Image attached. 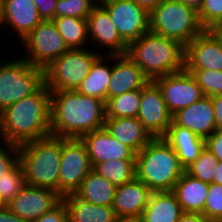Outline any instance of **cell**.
Instances as JSON below:
<instances>
[{
	"mask_svg": "<svg viewBox=\"0 0 222 222\" xmlns=\"http://www.w3.org/2000/svg\"><path fill=\"white\" fill-rule=\"evenodd\" d=\"M105 101L72 90L51 92V135L80 139L104 128Z\"/></svg>",
	"mask_w": 222,
	"mask_h": 222,
	"instance_id": "1",
	"label": "cell"
},
{
	"mask_svg": "<svg viewBox=\"0 0 222 222\" xmlns=\"http://www.w3.org/2000/svg\"><path fill=\"white\" fill-rule=\"evenodd\" d=\"M50 111L51 92L44 84L0 113V138L19 146L50 136Z\"/></svg>",
	"mask_w": 222,
	"mask_h": 222,
	"instance_id": "2",
	"label": "cell"
},
{
	"mask_svg": "<svg viewBox=\"0 0 222 222\" xmlns=\"http://www.w3.org/2000/svg\"><path fill=\"white\" fill-rule=\"evenodd\" d=\"M126 54L150 81L185 69V46L151 31L130 42Z\"/></svg>",
	"mask_w": 222,
	"mask_h": 222,
	"instance_id": "3",
	"label": "cell"
},
{
	"mask_svg": "<svg viewBox=\"0 0 222 222\" xmlns=\"http://www.w3.org/2000/svg\"><path fill=\"white\" fill-rule=\"evenodd\" d=\"M136 178L152 192L172 191L184 173L173 148L163 137L153 138L135 159Z\"/></svg>",
	"mask_w": 222,
	"mask_h": 222,
	"instance_id": "4",
	"label": "cell"
},
{
	"mask_svg": "<svg viewBox=\"0 0 222 222\" xmlns=\"http://www.w3.org/2000/svg\"><path fill=\"white\" fill-rule=\"evenodd\" d=\"M27 185L59 193L61 137L47 136L18 146Z\"/></svg>",
	"mask_w": 222,
	"mask_h": 222,
	"instance_id": "5",
	"label": "cell"
},
{
	"mask_svg": "<svg viewBox=\"0 0 222 222\" xmlns=\"http://www.w3.org/2000/svg\"><path fill=\"white\" fill-rule=\"evenodd\" d=\"M205 28L198 11L175 0H164L150 12V31L186 46Z\"/></svg>",
	"mask_w": 222,
	"mask_h": 222,
	"instance_id": "6",
	"label": "cell"
},
{
	"mask_svg": "<svg viewBox=\"0 0 222 222\" xmlns=\"http://www.w3.org/2000/svg\"><path fill=\"white\" fill-rule=\"evenodd\" d=\"M44 69L26 59L0 62V113L17 101L36 93L43 85Z\"/></svg>",
	"mask_w": 222,
	"mask_h": 222,
	"instance_id": "7",
	"label": "cell"
},
{
	"mask_svg": "<svg viewBox=\"0 0 222 222\" xmlns=\"http://www.w3.org/2000/svg\"><path fill=\"white\" fill-rule=\"evenodd\" d=\"M100 55L95 49H68L44 69L46 87L50 92L76 91Z\"/></svg>",
	"mask_w": 222,
	"mask_h": 222,
	"instance_id": "8",
	"label": "cell"
},
{
	"mask_svg": "<svg viewBox=\"0 0 222 222\" xmlns=\"http://www.w3.org/2000/svg\"><path fill=\"white\" fill-rule=\"evenodd\" d=\"M21 43L28 53L22 58L43 69L68 50L52 20H42Z\"/></svg>",
	"mask_w": 222,
	"mask_h": 222,
	"instance_id": "9",
	"label": "cell"
},
{
	"mask_svg": "<svg viewBox=\"0 0 222 222\" xmlns=\"http://www.w3.org/2000/svg\"><path fill=\"white\" fill-rule=\"evenodd\" d=\"M84 143L77 138H61L59 194L74 193L92 170Z\"/></svg>",
	"mask_w": 222,
	"mask_h": 222,
	"instance_id": "10",
	"label": "cell"
},
{
	"mask_svg": "<svg viewBox=\"0 0 222 222\" xmlns=\"http://www.w3.org/2000/svg\"><path fill=\"white\" fill-rule=\"evenodd\" d=\"M99 3L107 10L127 44L150 31V13L134 0H99Z\"/></svg>",
	"mask_w": 222,
	"mask_h": 222,
	"instance_id": "11",
	"label": "cell"
},
{
	"mask_svg": "<svg viewBox=\"0 0 222 222\" xmlns=\"http://www.w3.org/2000/svg\"><path fill=\"white\" fill-rule=\"evenodd\" d=\"M153 82L160 89L172 115L205 96L195 78L186 69L156 78Z\"/></svg>",
	"mask_w": 222,
	"mask_h": 222,
	"instance_id": "12",
	"label": "cell"
},
{
	"mask_svg": "<svg viewBox=\"0 0 222 222\" xmlns=\"http://www.w3.org/2000/svg\"><path fill=\"white\" fill-rule=\"evenodd\" d=\"M137 118L153 138L163 137L172 123V114L167 108L160 89L153 81H149L141 89Z\"/></svg>",
	"mask_w": 222,
	"mask_h": 222,
	"instance_id": "13",
	"label": "cell"
},
{
	"mask_svg": "<svg viewBox=\"0 0 222 222\" xmlns=\"http://www.w3.org/2000/svg\"><path fill=\"white\" fill-rule=\"evenodd\" d=\"M62 200L63 197L53 190L25 184L6 206L22 220L34 222Z\"/></svg>",
	"mask_w": 222,
	"mask_h": 222,
	"instance_id": "14",
	"label": "cell"
},
{
	"mask_svg": "<svg viewBox=\"0 0 222 222\" xmlns=\"http://www.w3.org/2000/svg\"><path fill=\"white\" fill-rule=\"evenodd\" d=\"M185 69L222 71V42L211 29L185 46Z\"/></svg>",
	"mask_w": 222,
	"mask_h": 222,
	"instance_id": "15",
	"label": "cell"
},
{
	"mask_svg": "<svg viewBox=\"0 0 222 222\" xmlns=\"http://www.w3.org/2000/svg\"><path fill=\"white\" fill-rule=\"evenodd\" d=\"M89 42L107 48L106 55L126 54L128 44L119 35L107 10L98 3L87 18Z\"/></svg>",
	"mask_w": 222,
	"mask_h": 222,
	"instance_id": "16",
	"label": "cell"
},
{
	"mask_svg": "<svg viewBox=\"0 0 222 222\" xmlns=\"http://www.w3.org/2000/svg\"><path fill=\"white\" fill-rule=\"evenodd\" d=\"M80 139L86 147L92 168L100 162L111 159H136V153L130 147L113 138L105 128L89 132Z\"/></svg>",
	"mask_w": 222,
	"mask_h": 222,
	"instance_id": "17",
	"label": "cell"
},
{
	"mask_svg": "<svg viewBox=\"0 0 222 222\" xmlns=\"http://www.w3.org/2000/svg\"><path fill=\"white\" fill-rule=\"evenodd\" d=\"M113 62L107 100L128 91L141 90L150 81L127 54L113 55Z\"/></svg>",
	"mask_w": 222,
	"mask_h": 222,
	"instance_id": "18",
	"label": "cell"
},
{
	"mask_svg": "<svg viewBox=\"0 0 222 222\" xmlns=\"http://www.w3.org/2000/svg\"><path fill=\"white\" fill-rule=\"evenodd\" d=\"M172 121L206 140L217 128L211 97L204 96L172 115Z\"/></svg>",
	"mask_w": 222,
	"mask_h": 222,
	"instance_id": "19",
	"label": "cell"
},
{
	"mask_svg": "<svg viewBox=\"0 0 222 222\" xmlns=\"http://www.w3.org/2000/svg\"><path fill=\"white\" fill-rule=\"evenodd\" d=\"M41 21L34 0H4L0 27L9 25L8 27L13 29L20 41L25 39Z\"/></svg>",
	"mask_w": 222,
	"mask_h": 222,
	"instance_id": "20",
	"label": "cell"
},
{
	"mask_svg": "<svg viewBox=\"0 0 222 222\" xmlns=\"http://www.w3.org/2000/svg\"><path fill=\"white\" fill-rule=\"evenodd\" d=\"M152 191L136 177L116 186L112 208L117 217L142 216Z\"/></svg>",
	"mask_w": 222,
	"mask_h": 222,
	"instance_id": "21",
	"label": "cell"
},
{
	"mask_svg": "<svg viewBox=\"0 0 222 222\" xmlns=\"http://www.w3.org/2000/svg\"><path fill=\"white\" fill-rule=\"evenodd\" d=\"M104 128L113 138L130 147L136 154L153 139L137 117L106 118Z\"/></svg>",
	"mask_w": 222,
	"mask_h": 222,
	"instance_id": "22",
	"label": "cell"
},
{
	"mask_svg": "<svg viewBox=\"0 0 222 222\" xmlns=\"http://www.w3.org/2000/svg\"><path fill=\"white\" fill-rule=\"evenodd\" d=\"M164 140L173 148L178 156L180 165L186 169L200 155L205 147V140L188 128L179 126L173 121L168 127Z\"/></svg>",
	"mask_w": 222,
	"mask_h": 222,
	"instance_id": "23",
	"label": "cell"
},
{
	"mask_svg": "<svg viewBox=\"0 0 222 222\" xmlns=\"http://www.w3.org/2000/svg\"><path fill=\"white\" fill-rule=\"evenodd\" d=\"M209 183L203 182L186 171L175 183L172 193L183 212L202 213L207 198Z\"/></svg>",
	"mask_w": 222,
	"mask_h": 222,
	"instance_id": "24",
	"label": "cell"
},
{
	"mask_svg": "<svg viewBox=\"0 0 222 222\" xmlns=\"http://www.w3.org/2000/svg\"><path fill=\"white\" fill-rule=\"evenodd\" d=\"M63 200L68 211L69 222H116L117 215L112 206H101L86 202L74 193Z\"/></svg>",
	"mask_w": 222,
	"mask_h": 222,
	"instance_id": "25",
	"label": "cell"
},
{
	"mask_svg": "<svg viewBox=\"0 0 222 222\" xmlns=\"http://www.w3.org/2000/svg\"><path fill=\"white\" fill-rule=\"evenodd\" d=\"M108 61L105 63V59ZM110 60V61H109ZM113 55L102 53L92 64L90 72L77 88V92L82 95L95 97L107 101V89L109 87ZM107 62L111 63L110 65Z\"/></svg>",
	"mask_w": 222,
	"mask_h": 222,
	"instance_id": "26",
	"label": "cell"
},
{
	"mask_svg": "<svg viewBox=\"0 0 222 222\" xmlns=\"http://www.w3.org/2000/svg\"><path fill=\"white\" fill-rule=\"evenodd\" d=\"M183 210L172 191L152 192L142 213L145 222H178Z\"/></svg>",
	"mask_w": 222,
	"mask_h": 222,
	"instance_id": "27",
	"label": "cell"
},
{
	"mask_svg": "<svg viewBox=\"0 0 222 222\" xmlns=\"http://www.w3.org/2000/svg\"><path fill=\"white\" fill-rule=\"evenodd\" d=\"M116 186L92 169L74 194L89 203L112 206Z\"/></svg>",
	"mask_w": 222,
	"mask_h": 222,
	"instance_id": "28",
	"label": "cell"
},
{
	"mask_svg": "<svg viewBox=\"0 0 222 222\" xmlns=\"http://www.w3.org/2000/svg\"><path fill=\"white\" fill-rule=\"evenodd\" d=\"M52 21L68 49L87 48L89 43L87 19L55 17Z\"/></svg>",
	"mask_w": 222,
	"mask_h": 222,
	"instance_id": "29",
	"label": "cell"
},
{
	"mask_svg": "<svg viewBox=\"0 0 222 222\" xmlns=\"http://www.w3.org/2000/svg\"><path fill=\"white\" fill-rule=\"evenodd\" d=\"M141 102V90L128 91L109 98L105 102L106 118L137 117Z\"/></svg>",
	"mask_w": 222,
	"mask_h": 222,
	"instance_id": "30",
	"label": "cell"
},
{
	"mask_svg": "<svg viewBox=\"0 0 222 222\" xmlns=\"http://www.w3.org/2000/svg\"><path fill=\"white\" fill-rule=\"evenodd\" d=\"M93 169L115 186L130 182L136 177L135 160L111 159L98 163Z\"/></svg>",
	"mask_w": 222,
	"mask_h": 222,
	"instance_id": "31",
	"label": "cell"
},
{
	"mask_svg": "<svg viewBox=\"0 0 222 222\" xmlns=\"http://www.w3.org/2000/svg\"><path fill=\"white\" fill-rule=\"evenodd\" d=\"M25 184L24 171L20 162L0 177V197L6 205L21 191Z\"/></svg>",
	"mask_w": 222,
	"mask_h": 222,
	"instance_id": "32",
	"label": "cell"
},
{
	"mask_svg": "<svg viewBox=\"0 0 222 222\" xmlns=\"http://www.w3.org/2000/svg\"><path fill=\"white\" fill-rule=\"evenodd\" d=\"M217 163L218 158L207 147H204L199 157L185 171L191 176L210 184L213 181Z\"/></svg>",
	"mask_w": 222,
	"mask_h": 222,
	"instance_id": "33",
	"label": "cell"
},
{
	"mask_svg": "<svg viewBox=\"0 0 222 222\" xmlns=\"http://www.w3.org/2000/svg\"><path fill=\"white\" fill-rule=\"evenodd\" d=\"M99 0H57L55 17L87 19Z\"/></svg>",
	"mask_w": 222,
	"mask_h": 222,
	"instance_id": "34",
	"label": "cell"
},
{
	"mask_svg": "<svg viewBox=\"0 0 222 222\" xmlns=\"http://www.w3.org/2000/svg\"><path fill=\"white\" fill-rule=\"evenodd\" d=\"M195 78L205 96L222 95V71L187 70Z\"/></svg>",
	"mask_w": 222,
	"mask_h": 222,
	"instance_id": "35",
	"label": "cell"
},
{
	"mask_svg": "<svg viewBox=\"0 0 222 222\" xmlns=\"http://www.w3.org/2000/svg\"><path fill=\"white\" fill-rule=\"evenodd\" d=\"M203 215L210 222H222V185L210 183Z\"/></svg>",
	"mask_w": 222,
	"mask_h": 222,
	"instance_id": "36",
	"label": "cell"
},
{
	"mask_svg": "<svg viewBox=\"0 0 222 222\" xmlns=\"http://www.w3.org/2000/svg\"><path fill=\"white\" fill-rule=\"evenodd\" d=\"M198 16L205 29H212L222 22V0H203Z\"/></svg>",
	"mask_w": 222,
	"mask_h": 222,
	"instance_id": "37",
	"label": "cell"
},
{
	"mask_svg": "<svg viewBox=\"0 0 222 222\" xmlns=\"http://www.w3.org/2000/svg\"><path fill=\"white\" fill-rule=\"evenodd\" d=\"M0 177L19 162L18 146L0 138ZM3 143V144H2ZM8 150V151H7Z\"/></svg>",
	"mask_w": 222,
	"mask_h": 222,
	"instance_id": "38",
	"label": "cell"
},
{
	"mask_svg": "<svg viewBox=\"0 0 222 222\" xmlns=\"http://www.w3.org/2000/svg\"><path fill=\"white\" fill-rule=\"evenodd\" d=\"M34 222H69L68 211L64 200Z\"/></svg>",
	"mask_w": 222,
	"mask_h": 222,
	"instance_id": "39",
	"label": "cell"
},
{
	"mask_svg": "<svg viewBox=\"0 0 222 222\" xmlns=\"http://www.w3.org/2000/svg\"><path fill=\"white\" fill-rule=\"evenodd\" d=\"M207 147L222 162V130L216 129L206 140Z\"/></svg>",
	"mask_w": 222,
	"mask_h": 222,
	"instance_id": "40",
	"label": "cell"
},
{
	"mask_svg": "<svg viewBox=\"0 0 222 222\" xmlns=\"http://www.w3.org/2000/svg\"><path fill=\"white\" fill-rule=\"evenodd\" d=\"M42 20H53L57 0H34Z\"/></svg>",
	"mask_w": 222,
	"mask_h": 222,
	"instance_id": "41",
	"label": "cell"
},
{
	"mask_svg": "<svg viewBox=\"0 0 222 222\" xmlns=\"http://www.w3.org/2000/svg\"><path fill=\"white\" fill-rule=\"evenodd\" d=\"M215 123L218 130H222V95L212 96Z\"/></svg>",
	"mask_w": 222,
	"mask_h": 222,
	"instance_id": "42",
	"label": "cell"
},
{
	"mask_svg": "<svg viewBox=\"0 0 222 222\" xmlns=\"http://www.w3.org/2000/svg\"><path fill=\"white\" fill-rule=\"evenodd\" d=\"M178 222H210L202 213L184 212Z\"/></svg>",
	"mask_w": 222,
	"mask_h": 222,
	"instance_id": "43",
	"label": "cell"
},
{
	"mask_svg": "<svg viewBox=\"0 0 222 222\" xmlns=\"http://www.w3.org/2000/svg\"><path fill=\"white\" fill-rule=\"evenodd\" d=\"M0 222H26L9 210L7 206L0 210Z\"/></svg>",
	"mask_w": 222,
	"mask_h": 222,
	"instance_id": "44",
	"label": "cell"
},
{
	"mask_svg": "<svg viewBox=\"0 0 222 222\" xmlns=\"http://www.w3.org/2000/svg\"><path fill=\"white\" fill-rule=\"evenodd\" d=\"M140 7L149 13L154 10L164 0H134Z\"/></svg>",
	"mask_w": 222,
	"mask_h": 222,
	"instance_id": "45",
	"label": "cell"
},
{
	"mask_svg": "<svg viewBox=\"0 0 222 222\" xmlns=\"http://www.w3.org/2000/svg\"><path fill=\"white\" fill-rule=\"evenodd\" d=\"M212 182L222 185V162L221 161H218V163H217V166L214 170Z\"/></svg>",
	"mask_w": 222,
	"mask_h": 222,
	"instance_id": "46",
	"label": "cell"
},
{
	"mask_svg": "<svg viewBox=\"0 0 222 222\" xmlns=\"http://www.w3.org/2000/svg\"><path fill=\"white\" fill-rule=\"evenodd\" d=\"M116 222H145L142 216L117 217Z\"/></svg>",
	"mask_w": 222,
	"mask_h": 222,
	"instance_id": "47",
	"label": "cell"
},
{
	"mask_svg": "<svg viewBox=\"0 0 222 222\" xmlns=\"http://www.w3.org/2000/svg\"><path fill=\"white\" fill-rule=\"evenodd\" d=\"M175 1H178L180 3H183L187 6H190L194 9H196L197 11L200 9V6L203 2V0H175Z\"/></svg>",
	"mask_w": 222,
	"mask_h": 222,
	"instance_id": "48",
	"label": "cell"
},
{
	"mask_svg": "<svg viewBox=\"0 0 222 222\" xmlns=\"http://www.w3.org/2000/svg\"><path fill=\"white\" fill-rule=\"evenodd\" d=\"M215 35L221 40L222 42V22L216 24L212 29H211Z\"/></svg>",
	"mask_w": 222,
	"mask_h": 222,
	"instance_id": "49",
	"label": "cell"
},
{
	"mask_svg": "<svg viewBox=\"0 0 222 222\" xmlns=\"http://www.w3.org/2000/svg\"><path fill=\"white\" fill-rule=\"evenodd\" d=\"M3 3H4V0H0V21H1L2 13H3Z\"/></svg>",
	"mask_w": 222,
	"mask_h": 222,
	"instance_id": "50",
	"label": "cell"
},
{
	"mask_svg": "<svg viewBox=\"0 0 222 222\" xmlns=\"http://www.w3.org/2000/svg\"><path fill=\"white\" fill-rule=\"evenodd\" d=\"M6 206L5 202L0 197V210Z\"/></svg>",
	"mask_w": 222,
	"mask_h": 222,
	"instance_id": "51",
	"label": "cell"
}]
</instances>
